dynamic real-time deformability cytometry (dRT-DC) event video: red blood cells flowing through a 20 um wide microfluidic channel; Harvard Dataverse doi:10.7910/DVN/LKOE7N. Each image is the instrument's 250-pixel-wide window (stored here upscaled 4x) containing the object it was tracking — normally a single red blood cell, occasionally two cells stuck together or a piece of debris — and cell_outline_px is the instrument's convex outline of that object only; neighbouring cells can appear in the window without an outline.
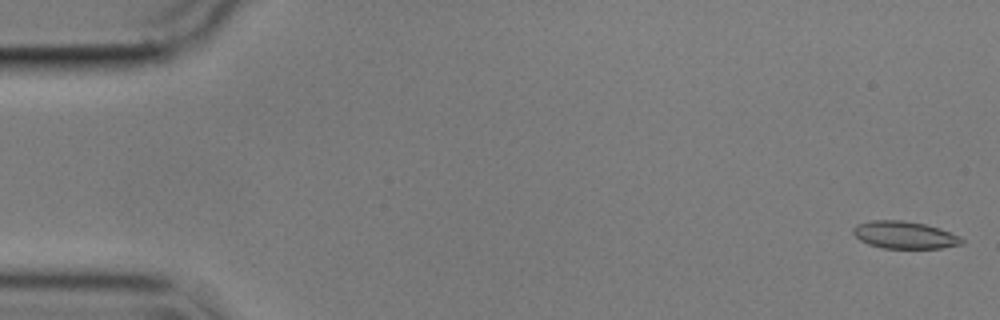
{"species": "common noctule bat (a hibernating species)", "species_latin": "Nyctalus noctula", "temperature_condition": "cold", "stored_images_in_passage": 56, "camera_frame_rate_fps": 3000, "um_per_image_px": 0.085, "animal": {"sex": "male", "body_mass_g": 17.9}, "frame": {"image": 1, "passage_image": 1, "time_ms": 0.0, "image_size_px": [1000, 320], "cell_outline_px": [[964, 244], [940, 248], [884, 248], [868, 244], [860, 240], [852, 232], [852, 228], [856, 224], [872, 220], [904, 220], [924, 224], [940, 228], [960, 236], [964, 240]], "centroid_in_image_um": [76.89, 19.97], "position_along_channel_um": 8.1, "area_um2": 17.4}}
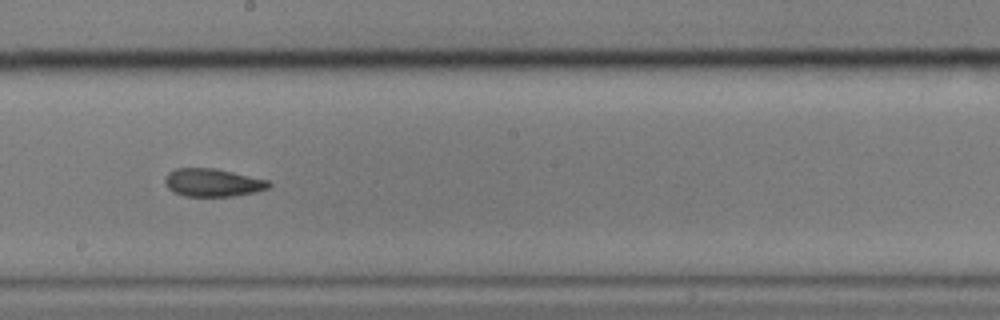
{"frame": {"image": 2, "passage_image": 31, "time_ms": 10.0, "image_size_px": [1000, 320], "cell_outline_px": [[272, 184], [268, 188], [256, 192], [232, 196], [184, 196], [172, 192], [168, 188], [164, 180], [164, 176], [168, 172], [176, 168], [212, 168], [232, 172], [268, 180]], "centroid_in_image_um": [18.05, 15.52], "position_along_channel_um": 230.2, "area_um2": 16.94}}
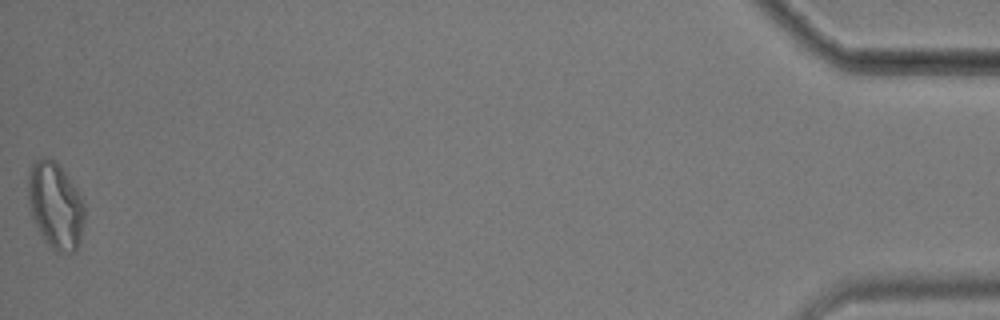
{"frame": {"image": 3, "passage_image": 56, "time_ms": 18.333, "image_size_px": [1000, 320], "cell_outline_px": [[84, 220], [80, 240], [76, 252], [56, 252], [44, 240], [32, 216], [28, 200], [28, 180], [32, 164], [40, 156], [44, 156], [52, 160], [64, 172], [76, 188], [84, 204]], "centroid_in_image_um": [4.71, 17.49], "position_along_channel_um": 430.5, "area_um2": 28.09}, "authors_computed_cell_mechanics": {"area_um2": 17.4845, "velocity_mm_per_s": 3.5441, "shape_relaxation_time_tau1_ms": 7.181, "shape_relaxation_time_tau2_ms": 3.5169, "deformation_change_tau1": 0.154, "deformation_change_tau2": 0.1059}}